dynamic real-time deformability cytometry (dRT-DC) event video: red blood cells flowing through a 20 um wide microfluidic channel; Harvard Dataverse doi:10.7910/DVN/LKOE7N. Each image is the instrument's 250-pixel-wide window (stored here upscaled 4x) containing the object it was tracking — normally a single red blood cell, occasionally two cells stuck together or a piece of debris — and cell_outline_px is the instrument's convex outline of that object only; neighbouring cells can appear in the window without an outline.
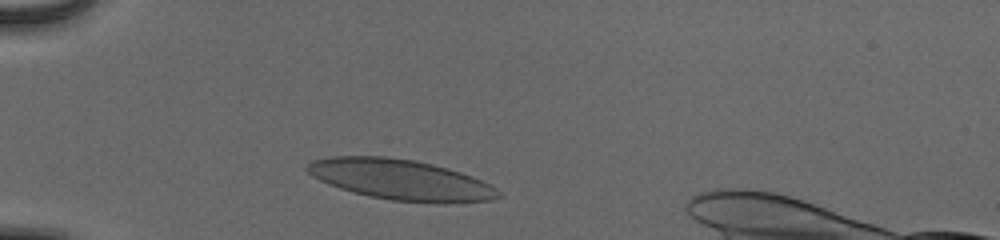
{"species": "human", "species_latin": "Homo sapiens", "temperature_condition": "cold", "stored_images_in_passage": 35, "camera_frame_rate_fps": 3000, "um_per_image_px": 0.085, "donor": {"sex": "male"}, "frame": {"image": 1, "passage_image": 5, "time_ms": 1.333, "image_size_px": [1000, 240], "cell_outline_px": [[504, 196], [492, 200], [448, 204], [436, 204], [392, 200], [368, 196], [352, 192], [328, 184], [312, 176], [304, 168], [312, 160], [328, 156], [384, 156], [412, 160], [432, 164], [448, 168], [472, 176], [504, 192]], "centroid_in_image_um": [34.09, 15.29], "position_along_channel_um": 50.9, "area_um2": 45.6}}
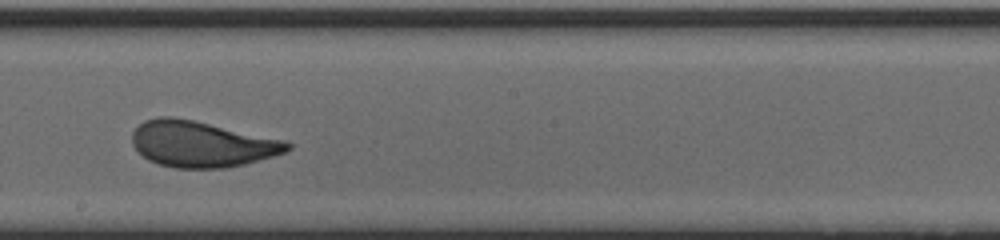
{"frame": {"image": 2, "passage_image": 21, "time_ms": 6.667, "image_size_px": [1000, 240], "cell_outline_px": [[292, 148], [284, 152], [272, 156], [244, 164], [224, 168], [176, 168], [160, 164], [148, 160], [132, 144], [132, 132], [144, 120], [156, 116], [172, 116], [192, 120], [284, 140], [292, 144]], "centroid_in_image_um": [17.11, 12.24], "position_along_channel_um": 231.1, "area_um2": 41.21}}
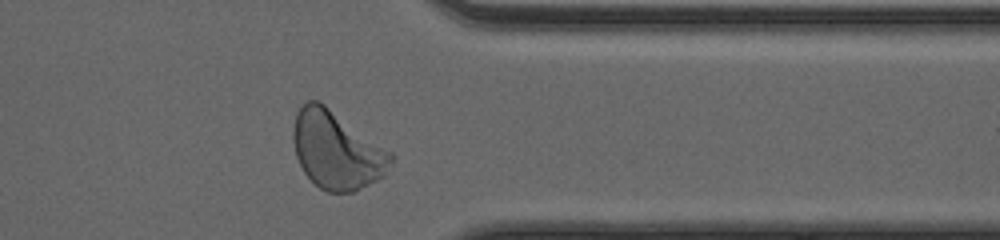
{"frame": {"image": 3, "passage_image": 33, "time_ms": 10.667, "image_size_px": [1000, 240], "cell_outline_px": [[392, 160], [384, 176], [352, 192], [328, 192], [320, 188], [304, 172], [296, 156], [292, 140], [292, 132], [296, 112], [308, 100], [316, 100], [324, 104], [392, 152]], "centroid_in_image_um": [28.59, 12.76], "position_along_channel_um": 382.8, "area_um2": 43.81}, "authors_computed_cell_mechanics": {"area_um2": 41.7894, "velocity_mm_per_s": 3.8753, "shape_relaxation_time_tau1_ms": 3.3833, "shape_relaxation_time_tau2_ms": 0.6977, "deformation_change_tau1": 0.1434, "deformation_change_tau2": 0.0623}}